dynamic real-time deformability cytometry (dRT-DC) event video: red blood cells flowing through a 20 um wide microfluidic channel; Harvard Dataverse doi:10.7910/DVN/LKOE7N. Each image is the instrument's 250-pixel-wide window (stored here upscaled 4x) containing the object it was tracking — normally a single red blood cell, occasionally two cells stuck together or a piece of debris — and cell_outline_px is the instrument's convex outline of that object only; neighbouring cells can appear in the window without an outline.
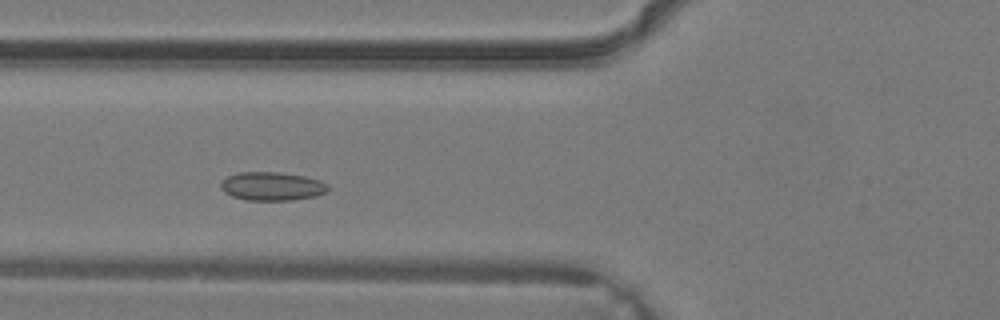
{"species": "common noctule bat (a hibernating species)", "species_latin": "Nyctalus noctula", "temperature_condition": "warm", "stored_images_in_passage": 30, "camera_frame_rate_fps": 3000, "um_per_image_px": 0.085, "animal": {"sex": "male", "body_mass_g": 19.2, "forearm_length_mm": 51.8}, "frame": {"image": 1, "passage_image": 7, "time_ms": 2.0, "image_size_px": [1000, 320], "cell_outline_px": [[328, 192], [316, 196], [292, 200], [244, 200], [232, 196], [224, 192], [220, 188], [220, 184], [228, 176], [236, 172], [276, 172], [304, 176], [320, 180], [328, 184]], "centroid_in_image_um": [23.12, 15.83], "position_along_channel_um": 102.7, "area_um2": 17.92}}
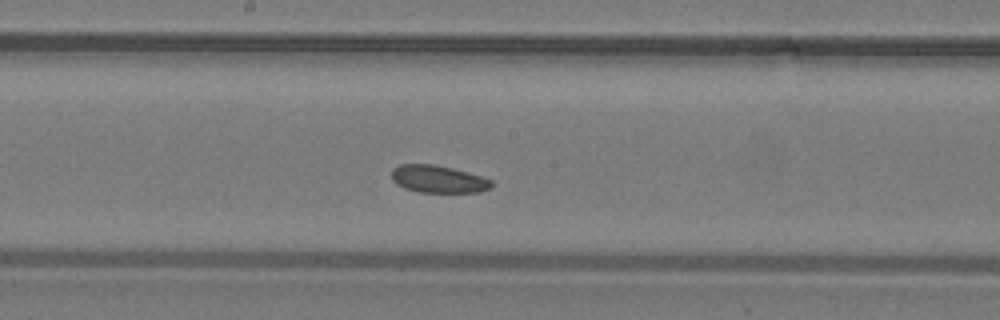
{"frame": {"image": 2, "passage_image": 13, "time_ms": 4.0, "image_size_px": [1000, 320], "cell_outline_px": [[492, 184], [488, 188], [480, 192], [416, 192], [404, 188], [396, 184], [392, 180], [392, 168], [400, 164], [432, 164], [452, 168], [468, 172], [492, 180]], "centroid_in_image_um": [37.2, 15.22], "position_along_channel_um": 211.0, "area_um2": 15.95}}
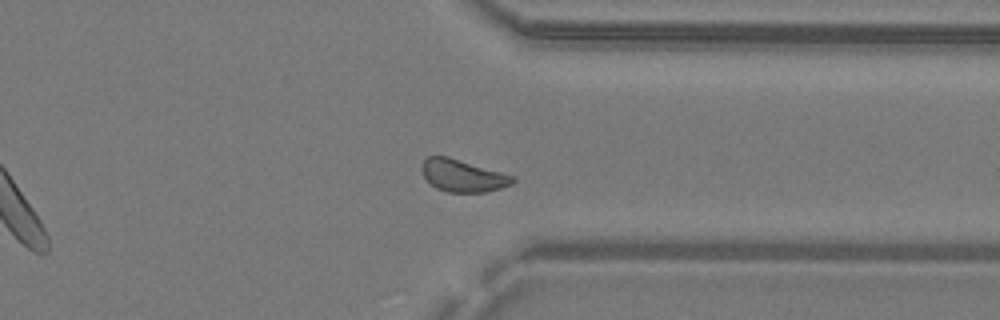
{"frame": {"image": 3, "passage_image": 22, "time_ms": 7.0, "image_size_px": [1000, 320], "cell_outline_px": [[516, 180], [512, 184], [500, 188], [484, 192], [448, 192], [436, 188], [424, 176], [420, 168], [424, 160], [428, 156], [448, 156], [516, 176]], "centroid_in_image_um": [39.36, 14.92], "position_along_channel_um": 372.0, "area_um2": 17.11}}